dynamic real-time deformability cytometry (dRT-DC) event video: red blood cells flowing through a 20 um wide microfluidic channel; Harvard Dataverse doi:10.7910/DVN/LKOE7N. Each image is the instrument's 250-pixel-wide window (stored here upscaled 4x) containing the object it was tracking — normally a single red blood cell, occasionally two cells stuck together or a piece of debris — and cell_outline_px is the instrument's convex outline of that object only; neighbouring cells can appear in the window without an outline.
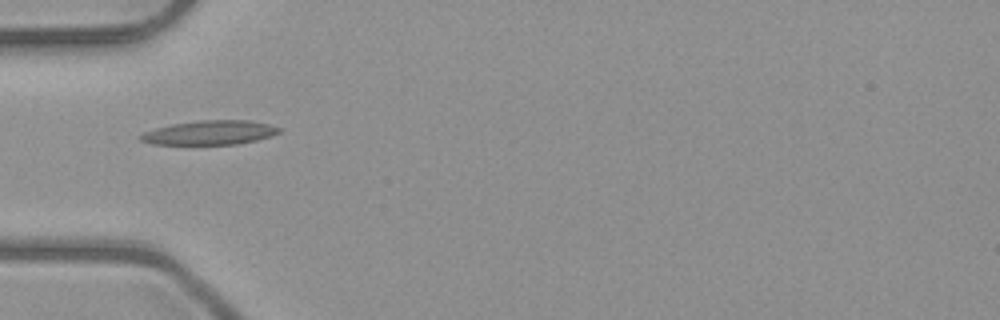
{"species": "common noctule bat (a hibernating species)", "species_latin": "Nyctalus noctula", "temperature_condition": "room temperature", "stored_images_in_passage": 18, "camera_frame_rate_fps": 3000, "um_per_image_px": 0.085, "animal": {"sex": "male", "body_mass_g": 23.1, "forearm_length_mm": 52.7}, "frame": {"image": 1, "passage_image": 1, "time_ms": 0.0, "image_size_px": [1000, 320], "cell_outline_px": [[280, 132], [272, 136], [256, 140], [236, 144], [152, 144], [140, 140], [136, 136], [144, 132], [156, 128], [172, 124], [200, 120], [252, 120], [268, 124], [280, 128]], "centroid_in_image_um": [17.82, 11.27], "position_along_channel_um": 67.2, "area_um2": 19.54}}